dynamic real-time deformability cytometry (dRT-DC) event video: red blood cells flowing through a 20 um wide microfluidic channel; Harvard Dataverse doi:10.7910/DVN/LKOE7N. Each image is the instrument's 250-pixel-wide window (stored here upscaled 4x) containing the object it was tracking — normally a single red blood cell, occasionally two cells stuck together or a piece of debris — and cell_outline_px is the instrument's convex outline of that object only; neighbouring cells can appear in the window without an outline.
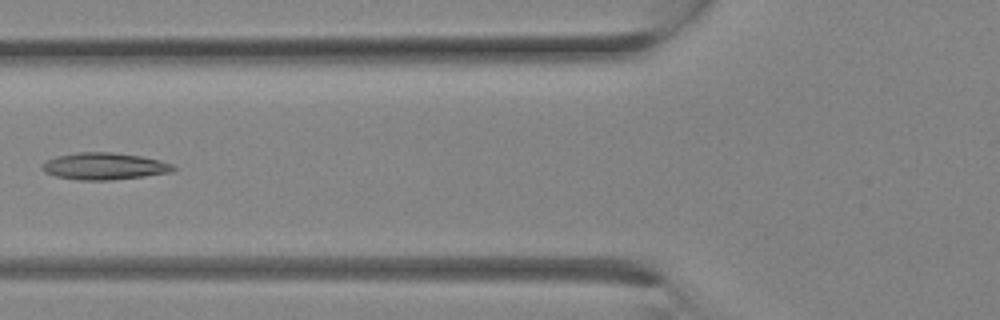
{"species": "Egyptian fruit bat (a non-hibernating species)", "species_latin": "Rousettus aegyptiacus", "temperature_condition": "room temperature", "stored_images_in_passage": 11, "camera_frame_rate_fps": 3000, "um_per_image_px": 0.085, "animal": {"sex": "female"}, "frame": {"image": 1, "passage_image": 10, "time_ms": 3.0, "image_size_px": [1000, 320], "cell_outline_px": [[176, 168], [172, 172], [144, 176], [112, 180], [80, 180], [56, 176], [44, 172], [40, 168], [48, 160], [56, 156], [76, 152], [112, 152], [140, 156], [160, 160], [172, 164]], "centroid_in_image_um": [8.87, 14.13], "position_along_channel_um": 116.9, "area_um2": 20.52}}